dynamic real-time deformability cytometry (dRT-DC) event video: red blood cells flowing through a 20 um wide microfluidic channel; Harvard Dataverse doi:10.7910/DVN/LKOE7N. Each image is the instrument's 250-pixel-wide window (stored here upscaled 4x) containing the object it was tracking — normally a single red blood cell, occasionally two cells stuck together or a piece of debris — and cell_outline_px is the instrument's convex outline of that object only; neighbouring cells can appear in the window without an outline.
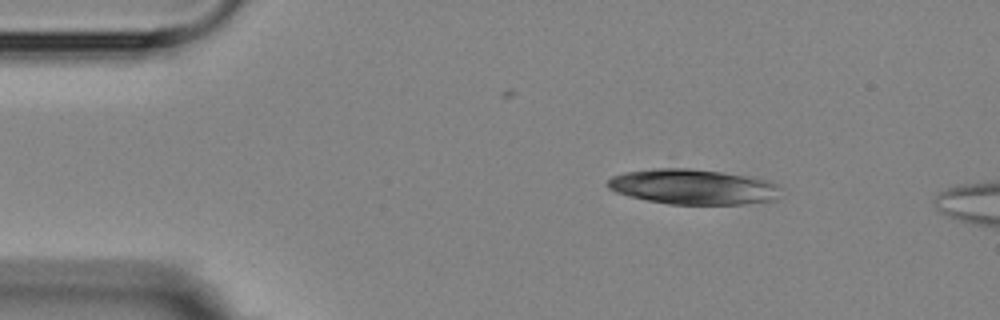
{"species": "Egyptian fruit bat (a non-hibernating species)", "species_latin": "Rousettus aegyptiacus", "temperature_condition": "room temperature", "stored_images_in_passage": 2, "camera_frame_rate_fps": 3000, "um_per_image_px": 0.085, "animal": {"sex": "female"}, "frame": {"image": 1, "passage_image": 1, "time_ms": 0.0, "image_size_px": [1000, 320], "cell_outline_px": [[784, 188], [772, 200], [744, 204], [668, 204], [628, 196], [616, 192], [608, 188], [604, 184], [612, 176], [624, 172], [656, 168], [688, 168], [752, 176], [772, 180]], "centroid_in_image_um": [58.94, 15.87], "position_along_channel_um": 26.1, "area_um2": 35.84}}